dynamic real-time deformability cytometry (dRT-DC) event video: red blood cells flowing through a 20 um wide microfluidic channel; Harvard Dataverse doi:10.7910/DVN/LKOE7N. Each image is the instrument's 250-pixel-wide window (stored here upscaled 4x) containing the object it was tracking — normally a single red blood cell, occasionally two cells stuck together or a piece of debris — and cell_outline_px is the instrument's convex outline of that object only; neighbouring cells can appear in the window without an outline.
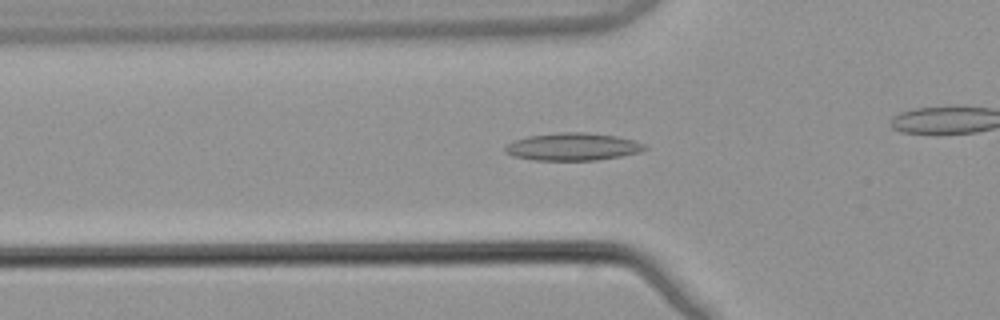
{"species": "common noctule bat (a hibernating species)", "species_latin": "Nyctalus noctula", "temperature_condition": "warm", "stored_images_in_passage": 43, "camera_frame_rate_fps": 3000, "um_per_image_px": 0.085, "animal": {"sex": "male", "body_mass_g": 21.5, "forearm_length_mm": 52.0}, "frame": {"image": 1, "passage_image": 19, "time_ms": 6.0, "image_size_px": [1000, 320], "cell_outline_px": [[648, 148], [640, 152], [620, 156], [596, 160], [532, 160], [512, 156], [504, 152], [504, 148], [508, 144], [516, 140], [528, 136], [560, 132], [584, 132], [616, 136], [636, 140], [644, 144]], "centroid_in_image_um": [48.69, 12.47], "position_along_channel_um": 77.1, "area_um2": 22.43}}